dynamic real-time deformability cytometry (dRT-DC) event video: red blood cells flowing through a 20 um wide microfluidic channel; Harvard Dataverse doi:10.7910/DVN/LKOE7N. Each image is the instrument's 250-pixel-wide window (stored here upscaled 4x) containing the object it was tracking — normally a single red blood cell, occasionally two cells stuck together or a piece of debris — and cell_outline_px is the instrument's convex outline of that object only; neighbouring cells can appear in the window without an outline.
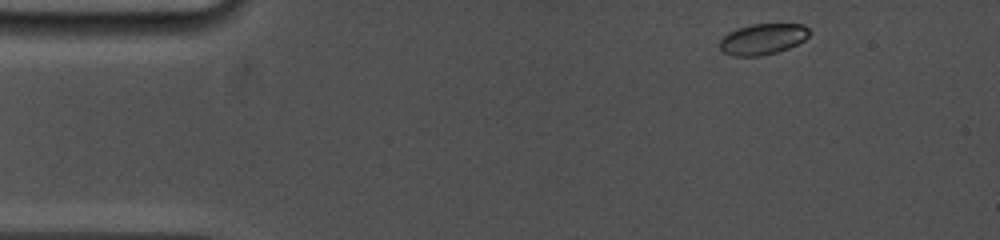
{"species": "common noctule bat (a hibernating species)", "species_latin": "Nyctalus noctula", "temperature_condition": "cold", "stored_images_in_passage": 24, "camera_frame_rate_fps": 5000, "um_per_image_px": 0.085, "animal": {"sex": "female", "body_mass_g": 19.0, "forearm_length_mm": 53.3}, "frame": {"image": 1, "passage_image": 1, "time_ms": 0.0, "image_size_px": [1000, 240], "cell_outline_px": [[812, 32], [804, 40], [788, 48], [776, 52], [760, 56], [732, 56], [724, 52], [720, 48], [720, 40], [728, 32], [736, 28], [752, 24], [804, 24]], "centroid_in_image_um": [64.84, 3.31], "position_along_channel_um": 20.2, "area_um2": 16.18}}
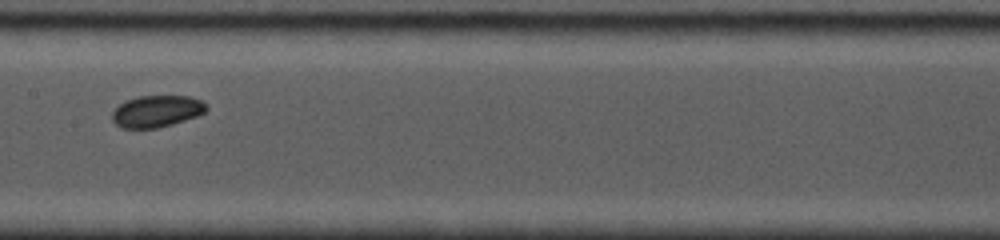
{"frame": {"image": 2, "passage_image": 11, "time_ms": 6.6, "image_size_px": [1000, 240], "cell_outline_px": [[208, 108], [204, 112], [196, 116], [172, 124], [156, 128], [120, 128], [112, 120], [112, 112], [124, 100], [140, 96], [188, 96], [200, 100], [208, 104]], "centroid_in_image_um": [13.3, 9.45], "position_along_channel_um": 194.1, "area_um2": 17.4}}
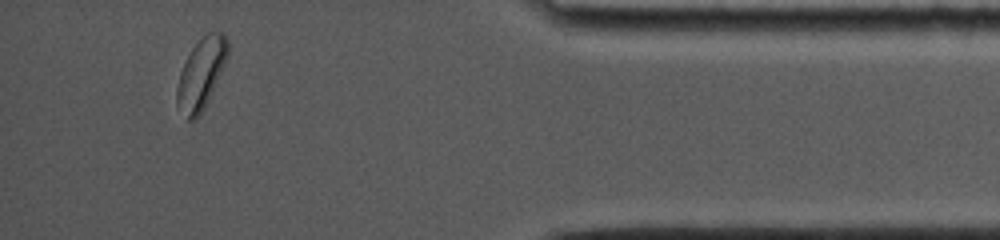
{"frame": {"image": 3, "passage_image": 21, "time_ms": 13.2, "image_size_px": [1000, 240], "cell_outline_px": [[228, 52], [212, 92], [204, 108], [196, 120], [184, 120], [176, 104], [176, 88], [180, 72], [192, 48], [208, 32], [224, 32], [228, 40]], "centroid_in_image_um": [17.06, 6.32], "position_along_channel_um": 418.1, "area_um2": 20.69}}